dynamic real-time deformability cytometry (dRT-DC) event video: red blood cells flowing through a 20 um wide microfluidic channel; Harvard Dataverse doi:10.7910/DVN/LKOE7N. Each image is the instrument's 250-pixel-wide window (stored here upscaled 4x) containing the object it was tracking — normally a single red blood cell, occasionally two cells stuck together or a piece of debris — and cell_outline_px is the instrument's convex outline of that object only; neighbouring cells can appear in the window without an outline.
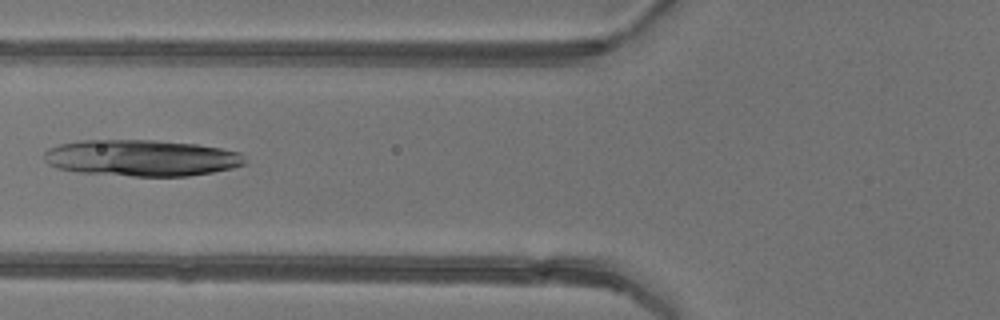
{"species": "common noctule bat (a hibernating species)", "species_latin": "Nyctalus noctula", "temperature_condition": "warm", "stored_images_in_passage": 5, "camera_frame_rate_fps": 3000, "um_per_image_px": 0.085, "animal": {"sex": "female"}, "frame": {"image": 1, "passage_image": 5, "time_ms": 5.333, "image_size_px": [1000, 320], "cell_outline_px": [[244, 164], [232, 168], [212, 172], [188, 176], [132, 176], [80, 172], [56, 168], [48, 164], [44, 160], [44, 152], [48, 148], [60, 144], [80, 140], [156, 140], [196, 144], [220, 148], [240, 152], [244, 156]], "centroid_in_image_um": [12.0, 13.42], "position_along_channel_um": 113.8, "area_um2": 42.6}}